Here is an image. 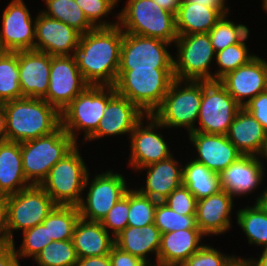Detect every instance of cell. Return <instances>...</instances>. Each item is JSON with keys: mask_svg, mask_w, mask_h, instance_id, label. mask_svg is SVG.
Segmentation results:
<instances>
[{"mask_svg": "<svg viewBox=\"0 0 267 266\" xmlns=\"http://www.w3.org/2000/svg\"><path fill=\"white\" fill-rule=\"evenodd\" d=\"M222 15L208 4L182 2L175 15L178 35L208 33Z\"/></svg>", "mask_w": 267, "mask_h": 266, "instance_id": "30", "label": "cell"}, {"mask_svg": "<svg viewBox=\"0 0 267 266\" xmlns=\"http://www.w3.org/2000/svg\"><path fill=\"white\" fill-rule=\"evenodd\" d=\"M22 98L19 83L18 51L0 55V103Z\"/></svg>", "mask_w": 267, "mask_h": 266, "instance_id": "35", "label": "cell"}, {"mask_svg": "<svg viewBox=\"0 0 267 266\" xmlns=\"http://www.w3.org/2000/svg\"><path fill=\"white\" fill-rule=\"evenodd\" d=\"M259 259L250 257L247 260L249 261L250 266H267V248L262 249Z\"/></svg>", "mask_w": 267, "mask_h": 266, "instance_id": "54", "label": "cell"}, {"mask_svg": "<svg viewBox=\"0 0 267 266\" xmlns=\"http://www.w3.org/2000/svg\"><path fill=\"white\" fill-rule=\"evenodd\" d=\"M227 138L243 155L259 156L267 139V131L241 107L229 127Z\"/></svg>", "mask_w": 267, "mask_h": 266, "instance_id": "26", "label": "cell"}, {"mask_svg": "<svg viewBox=\"0 0 267 266\" xmlns=\"http://www.w3.org/2000/svg\"><path fill=\"white\" fill-rule=\"evenodd\" d=\"M174 80V69L118 70L114 88L148 115L161 105Z\"/></svg>", "mask_w": 267, "mask_h": 266, "instance_id": "3", "label": "cell"}, {"mask_svg": "<svg viewBox=\"0 0 267 266\" xmlns=\"http://www.w3.org/2000/svg\"><path fill=\"white\" fill-rule=\"evenodd\" d=\"M267 131V91L258 94L244 107Z\"/></svg>", "mask_w": 267, "mask_h": 266, "instance_id": "46", "label": "cell"}, {"mask_svg": "<svg viewBox=\"0 0 267 266\" xmlns=\"http://www.w3.org/2000/svg\"><path fill=\"white\" fill-rule=\"evenodd\" d=\"M191 144L197 151L196 162L220 174L243 154L229 141L227 135L191 132Z\"/></svg>", "mask_w": 267, "mask_h": 266, "instance_id": "20", "label": "cell"}, {"mask_svg": "<svg viewBox=\"0 0 267 266\" xmlns=\"http://www.w3.org/2000/svg\"><path fill=\"white\" fill-rule=\"evenodd\" d=\"M238 259H247L229 256L218 251L210 245H203L196 253L192 254L181 266H232Z\"/></svg>", "mask_w": 267, "mask_h": 266, "instance_id": "43", "label": "cell"}, {"mask_svg": "<svg viewBox=\"0 0 267 266\" xmlns=\"http://www.w3.org/2000/svg\"><path fill=\"white\" fill-rule=\"evenodd\" d=\"M158 6L176 15L183 0H153Z\"/></svg>", "mask_w": 267, "mask_h": 266, "instance_id": "52", "label": "cell"}, {"mask_svg": "<svg viewBox=\"0 0 267 266\" xmlns=\"http://www.w3.org/2000/svg\"><path fill=\"white\" fill-rule=\"evenodd\" d=\"M22 97L43 98L48 91L51 56L36 50L18 51Z\"/></svg>", "mask_w": 267, "mask_h": 266, "instance_id": "22", "label": "cell"}, {"mask_svg": "<svg viewBox=\"0 0 267 266\" xmlns=\"http://www.w3.org/2000/svg\"><path fill=\"white\" fill-rule=\"evenodd\" d=\"M172 45L157 38L137 36L123 32L119 70L174 69Z\"/></svg>", "mask_w": 267, "mask_h": 266, "instance_id": "13", "label": "cell"}, {"mask_svg": "<svg viewBox=\"0 0 267 266\" xmlns=\"http://www.w3.org/2000/svg\"><path fill=\"white\" fill-rule=\"evenodd\" d=\"M78 147L76 145L59 160L40 184L57 205L77 206L86 190L84 186L89 170Z\"/></svg>", "mask_w": 267, "mask_h": 266, "instance_id": "8", "label": "cell"}, {"mask_svg": "<svg viewBox=\"0 0 267 266\" xmlns=\"http://www.w3.org/2000/svg\"><path fill=\"white\" fill-rule=\"evenodd\" d=\"M80 213L77 206L56 205L42 224L47 228L53 241L72 240L73 231Z\"/></svg>", "mask_w": 267, "mask_h": 266, "instance_id": "33", "label": "cell"}, {"mask_svg": "<svg viewBox=\"0 0 267 266\" xmlns=\"http://www.w3.org/2000/svg\"><path fill=\"white\" fill-rule=\"evenodd\" d=\"M8 141L7 124H6V110L3 103H0V144Z\"/></svg>", "mask_w": 267, "mask_h": 266, "instance_id": "53", "label": "cell"}, {"mask_svg": "<svg viewBox=\"0 0 267 266\" xmlns=\"http://www.w3.org/2000/svg\"><path fill=\"white\" fill-rule=\"evenodd\" d=\"M141 170H147L146 184L137 190L158 202H163L172 191L182 185L183 165L173 155L138 171L142 172Z\"/></svg>", "mask_w": 267, "mask_h": 266, "instance_id": "24", "label": "cell"}, {"mask_svg": "<svg viewBox=\"0 0 267 266\" xmlns=\"http://www.w3.org/2000/svg\"><path fill=\"white\" fill-rule=\"evenodd\" d=\"M223 15L216 25L208 32L213 49L216 52L224 50L226 47L239 43L249 32V28L244 24H235L234 21Z\"/></svg>", "mask_w": 267, "mask_h": 266, "instance_id": "38", "label": "cell"}, {"mask_svg": "<svg viewBox=\"0 0 267 266\" xmlns=\"http://www.w3.org/2000/svg\"><path fill=\"white\" fill-rule=\"evenodd\" d=\"M89 176L90 173L86 177L84 186L88 188L87 196L82 197L77 207L81 218L101 222L130 188L127 186L125 177L114 173L113 170L96 174L92 180Z\"/></svg>", "mask_w": 267, "mask_h": 266, "instance_id": "10", "label": "cell"}, {"mask_svg": "<svg viewBox=\"0 0 267 266\" xmlns=\"http://www.w3.org/2000/svg\"><path fill=\"white\" fill-rule=\"evenodd\" d=\"M7 202L9 245L14 242L15 230L24 232L42 224L57 205L40 185H30L7 196Z\"/></svg>", "mask_w": 267, "mask_h": 266, "instance_id": "12", "label": "cell"}, {"mask_svg": "<svg viewBox=\"0 0 267 266\" xmlns=\"http://www.w3.org/2000/svg\"><path fill=\"white\" fill-rule=\"evenodd\" d=\"M103 115L97 130L85 142L105 136L131 135L146 116L137 105L117 93L108 101Z\"/></svg>", "mask_w": 267, "mask_h": 266, "instance_id": "19", "label": "cell"}, {"mask_svg": "<svg viewBox=\"0 0 267 266\" xmlns=\"http://www.w3.org/2000/svg\"><path fill=\"white\" fill-rule=\"evenodd\" d=\"M23 172L21 144L6 141L0 144V195L9 196L27 188Z\"/></svg>", "mask_w": 267, "mask_h": 266, "instance_id": "29", "label": "cell"}, {"mask_svg": "<svg viewBox=\"0 0 267 266\" xmlns=\"http://www.w3.org/2000/svg\"><path fill=\"white\" fill-rule=\"evenodd\" d=\"M23 242L20 244V248H15V243L12 242L11 245L14 247L16 255L19 259H24L26 257L33 258L41 252V250L51 242L52 239H49V233L47 228L43 224H38L32 228L23 232Z\"/></svg>", "mask_w": 267, "mask_h": 266, "instance_id": "41", "label": "cell"}, {"mask_svg": "<svg viewBox=\"0 0 267 266\" xmlns=\"http://www.w3.org/2000/svg\"><path fill=\"white\" fill-rule=\"evenodd\" d=\"M154 224L161 234L183 229H199L196 224V215H180L164 202H157Z\"/></svg>", "mask_w": 267, "mask_h": 266, "instance_id": "40", "label": "cell"}, {"mask_svg": "<svg viewBox=\"0 0 267 266\" xmlns=\"http://www.w3.org/2000/svg\"><path fill=\"white\" fill-rule=\"evenodd\" d=\"M9 246L7 196L0 195V247Z\"/></svg>", "mask_w": 267, "mask_h": 266, "instance_id": "48", "label": "cell"}, {"mask_svg": "<svg viewBox=\"0 0 267 266\" xmlns=\"http://www.w3.org/2000/svg\"><path fill=\"white\" fill-rule=\"evenodd\" d=\"M180 215H196L197 199L185 185H180L163 201Z\"/></svg>", "mask_w": 267, "mask_h": 266, "instance_id": "45", "label": "cell"}, {"mask_svg": "<svg viewBox=\"0 0 267 266\" xmlns=\"http://www.w3.org/2000/svg\"><path fill=\"white\" fill-rule=\"evenodd\" d=\"M8 141L47 136L61 127V112L43 98L22 97L3 103Z\"/></svg>", "mask_w": 267, "mask_h": 266, "instance_id": "2", "label": "cell"}, {"mask_svg": "<svg viewBox=\"0 0 267 266\" xmlns=\"http://www.w3.org/2000/svg\"><path fill=\"white\" fill-rule=\"evenodd\" d=\"M248 37L249 33L239 43L216 52L215 61L218 65V70L213 73V81H219L227 73L247 64L256 56L255 54H250L246 46L245 42L249 39Z\"/></svg>", "mask_w": 267, "mask_h": 266, "instance_id": "36", "label": "cell"}, {"mask_svg": "<svg viewBox=\"0 0 267 266\" xmlns=\"http://www.w3.org/2000/svg\"><path fill=\"white\" fill-rule=\"evenodd\" d=\"M47 10H41L46 16L64 22L85 34L95 27L88 21L83 10L75 0H44Z\"/></svg>", "mask_w": 267, "mask_h": 266, "instance_id": "34", "label": "cell"}, {"mask_svg": "<svg viewBox=\"0 0 267 266\" xmlns=\"http://www.w3.org/2000/svg\"><path fill=\"white\" fill-rule=\"evenodd\" d=\"M81 35L76 29L40 11L36 16L34 50L50 56H73Z\"/></svg>", "mask_w": 267, "mask_h": 266, "instance_id": "17", "label": "cell"}, {"mask_svg": "<svg viewBox=\"0 0 267 266\" xmlns=\"http://www.w3.org/2000/svg\"><path fill=\"white\" fill-rule=\"evenodd\" d=\"M123 31L114 27H98L82 34L75 51L78 69L92 86H114L120 65Z\"/></svg>", "mask_w": 267, "mask_h": 266, "instance_id": "1", "label": "cell"}, {"mask_svg": "<svg viewBox=\"0 0 267 266\" xmlns=\"http://www.w3.org/2000/svg\"><path fill=\"white\" fill-rule=\"evenodd\" d=\"M262 7H263V11H265L266 12V14H267V0H262Z\"/></svg>", "mask_w": 267, "mask_h": 266, "instance_id": "58", "label": "cell"}, {"mask_svg": "<svg viewBox=\"0 0 267 266\" xmlns=\"http://www.w3.org/2000/svg\"><path fill=\"white\" fill-rule=\"evenodd\" d=\"M117 14L118 26L125 33L174 43L178 37L175 14L153 0H127Z\"/></svg>", "mask_w": 267, "mask_h": 266, "instance_id": "4", "label": "cell"}, {"mask_svg": "<svg viewBox=\"0 0 267 266\" xmlns=\"http://www.w3.org/2000/svg\"><path fill=\"white\" fill-rule=\"evenodd\" d=\"M259 158L261 159H264L265 160L267 159V139L265 140V144H264V147H263V150L261 152V154L259 155Z\"/></svg>", "mask_w": 267, "mask_h": 266, "instance_id": "57", "label": "cell"}, {"mask_svg": "<svg viewBox=\"0 0 267 266\" xmlns=\"http://www.w3.org/2000/svg\"><path fill=\"white\" fill-rule=\"evenodd\" d=\"M128 212L129 190L116 202L100 223L115 238L128 226Z\"/></svg>", "mask_w": 267, "mask_h": 266, "instance_id": "44", "label": "cell"}, {"mask_svg": "<svg viewBox=\"0 0 267 266\" xmlns=\"http://www.w3.org/2000/svg\"><path fill=\"white\" fill-rule=\"evenodd\" d=\"M232 266H250L247 259H238Z\"/></svg>", "mask_w": 267, "mask_h": 266, "instance_id": "56", "label": "cell"}, {"mask_svg": "<svg viewBox=\"0 0 267 266\" xmlns=\"http://www.w3.org/2000/svg\"><path fill=\"white\" fill-rule=\"evenodd\" d=\"M237 224L245 233L248 244L267 248V210L260 202L246 206L236 213Z\"/></svg>", "mask_w": 267, "mask_h": 266, "instance_id": "32", "label": "cell"}, {"mask_svg": "<svg viewBox=\"0 0 267 266\" xmlns=\"http://www.w3.org/2000/svg\"><path fill=\"white\" fill-rule=\"evenodd\" d=\"M182 184L197 200L211 196L221 190L220 175L192 158L183 166Z\"/></svg>", "mask_w": 267, "mask_h": 266, "instance_id": "31", "label": "cell"}, {"mask_svg": "<svg viewBox=\"0 0 267 266\" xmlns=\"http://www.w3.org/2000/svg\"><path fill=\"white\" fill-rule=\"evenodd\" d=\"M219 82L244 107L258 94L267 91V61L256 55L247 64L227 73Z\"/></svg>", "mask_w": 267, "mask_h": 266, "instance_id": "18", "label": "cell"}, {"mask_svg": "<svg viewBox=\"0 0 267 266\" xmlns=\"http://www.w3.org/2000/svg\"><path fill=\"white\" fill-rule=\"evenodd\" d=\"M148 121L145 123V120ZM144 121V122H143ZM166 128L152 114L146 115L134 128L129 137V165L138 171L150 164L169 158L172 153L158 129ZM157 131V132H156Z\"/></svg>", "mask_w": 267, "mask_h": 266, "instance_id": "14", "label": "cell"}, {"mask_svg": "<svg viewBox=\"0 0 267 266\" xmlns=\"http://www.w3.org/2000/svg\"><path fill=\"white\" fill-rule=\"evenodd\" d=\"M174 44L178 52L173 58L175 79L213 81L209 69L216 53L208 33L178 35Z\"/></svg>", "mask_w": 267, "mask_h": 266, "instance_id": "9", "label": "cell"}, {"mask_svg": "<svg viewBox=\"0 0 267 266\" xmlns=\"http://www.w3.org/2000/svg\"><path fill=\"white\" fill-rule=\"evenodd\" d=\"M156 200L129 189L128 226L142 228L154 223Z\"/></svg>", "mask_w": 267, "mask_h": 266, "instance_id": "39", "label": "cell"}, {"mask_svg": "<svg viewBox=\"0 0 267 266\" xmlns=\"http://www.w3.org/2000/svg\"><path fill=\"white\" fill-rule=\"evenodd\" d=\"M205 236L200 229H183L161 234L158 266H181L204 245L201 240Z\"/></svg>", "mask_w": 267, "mask_h": 266, "instance_id": "25", "label": "cell"}, {"mask_svg": "<svg viewBox=\"0 0 267 266\" xmlns=\"http://www.w3.org/2000/svg\"><path fill=\"white\" fill-rule=\"evenodd\" d=\"M100 222L79 218L73 231V243L78 258L110 254L114 237Z\"/></svg>", "mask_w": 267, "mask_h": 266, "instance_id": "28", "label": "cell"}, {"mask_svg": "<svg viewBox=\"0 0 267 266\" xmlns=\"http://www.w3.org/2000/svg\"><path fill=\"white\" fill-rule=\"evenodd\" d=\"M0 47L4 51L34 50L36 18L23 0H11L2 11Z\"/></svg>", "mask_w": 267, "mask_h": 266, "instance_id": "16", "label": "cell"}, {"mask_svg": "<svg viewBox=\"0 0 267 266\" xmlns=\"http://www.w3.org/2000/svg\"><path fill=\"white\" fill-rule=\"evenodd\" d=\"M79 7L83 10L88 21L95 27H114L118 25V21L110 23L103 19L110 15L119 0H75ZM103 19V20H101Z\"/></svg>", "mask_w": 267, "mask_h": 266, "instance_id": "42", "label": "cell"}, {"mask_svg": "<svg viewBox=\"0 0 267 266\" xmlns=\"http://www.w3.org/2000/svg\"><path fill=\"white\" fill-rule=\"evenodd\" d=\"M203 81L177 80L170 85L161 105L152 115L167 128L195 131L202 101Z\"/></svg>", "mask_w": 267, "mask_h": 266, "instance_id": "6", "label": "cell"}, {"mask_svg": "<svg viewBox=\"0 0 267 266\" xmlns=\"http://www.w3.org/2000/svg\"><path fill=\"white\" fill-rule=\"evenodd\" d=\"M114 243L120 250L141 258L149 266L158 265L161 232L154 223L142 228L127 226L114 238ZM149 253L155 254L156 263H150Z\"/></svg>", "mask_w": 267, "mask_h": 266, "instance_id": "27", "label": "cell"}, {"mask_svg": "<svg viewBox=\"0 0 267 266\" xmlns=\"http://www.w3.org/2000/svg\"><path fill=\"white\" fill-rule=\"evenodd\" d=\"M183 2L208 4V7L216 9L222 16L230 12L229 7L225 5V0H183Z\"/></svg>", "mask_w": 267, "mask_h": 266, "instance_id": "51", "label": "cell"}, {"mask_svg": "<svg viewBox=\"0 0 267 266\" xmlns=\"http://www.w3.org/2000/svg\"><path fill=\"white\" fill-rule=\"evenodd\" d=\"M4 52V50L0 47V55Z\"/></svg>", "mask_w": 267, "mask_h": 266, "instance_id": "59", "label": "cell"}, {"mask_svg": "<svg viewBox=\"0 0 267 266\" xmlns=\"http://www.w3.org/2000/svg\"><path fill=\"white\" fill-rule=\"evenodd\" d=\"M255 202H260L261 205L267 210V187L266 189L259 194V197L255 199Z\"/></svg>", "mask_w": 267, "mask_h": 266, "instance_id": "55", "label": "cell"}, {"mask_svg": "<svg viewBox=\"0 0 267 266\" xmlns=\"http://www.w3.org/2000/svg\"><path fill=\"white\" fill-rule=\"evenodd\" d=\"M77 261L73 240L53 241L34 259L38 266H75Z\"/></svg>", "mask_w": 267, "mask_h": 266, "instance_id": "37", "label": "cell"}, {"mask_svg": "<svg viewBox=\"0 0 267 266\" xmlns=\"http://www.w3.org/2000/svg\"><path fill=\"white\" fill-rule=\"evenodd\" d=\"M241 106L219 81H203L198 125L194 132L227 135Z\"/></svg>", "mask_w": 267, "mask_h": 266, "instance_id": "11", "label": "cell"}, {"mask_svg": "<svg viewBox=\"0 0 267 266\" xmlns=\"http://www.w3.org/2000/svg\"><path fill=\"white\" fill-rule=\"evenodd\" d=\"M75 266H111V260L108 255L78 258Z\"/></svg>", "mask_w": 267, "mask_h": 266, "instance_id": "50", "label": "cell"}, {"mask_svg": "<svg viewBox=\"0 0 267 266\" xmlns=\"http://www.w3.org/2000/svg\"><path fill=\"white\" fill-rule=\"evenodd\" d=\"M264 167L259 156L242 155L219 174L220 187L235 198L249 195L261 185Z\"/></svg>", "mask_w": 267, "mask_h": 266, "instance_id": "21", "label": "cell"}, {"mask_svg": "<svg viewBox=\"0 0 267 266\" xmlns=\"http://www.w3.org/2000/svg\"><path fill=\"white\" fill-rule=\"evenodd\" d=\"M116 94L114 86L89 85L61 111V127L77 143L84 132V142L97 130L108 101Z\"/></svg>", "mask_w": 267, "mask_h": 266, "instance_id": "5", "label": "cell"}, {"mask_svg": "<svg viewBox=\"0 0 267 266\" xmlns=\"http://www.w3.org/2000/svg\"><path fill=\"white\" fill-rule=\"evenodd\" d=\"M111 266H149L141 258L120 250L115 245L109 254Z\"/></svg>", "mask_w": 267, "mask_h": 266, "instance_id": "47", "label": "cell"}, {"mask_svg": "<svg viewBox=\"0 0 267 266\" xmlns=\"http://www.w3.org/2000/svg\"><path fill=\"white\" fill-rule=\"evenodd\" d=\"M234 197L224 189L197 200L196 224L206 235H220L231 228Z\"/></svg>", "mask_w": 267, "mask_h": 266, "instance_id": "23", "label": "cell"}, {"mask_svg": "<svg viewBox=\"0 0 267 266\" xmlns=\"http://www.w3.org/2000/svg\"><path fill=\"white\" fill-rule=\"evenodd\" d=\"M0 266H21L12 245L0 247Z\"/></svg>", "mask_w": 267, "mask_h": 266, "instance_id": "49", "label": "cell"}, {"mask_svg": "<svg viewBox=\"0 0 267 266\" xmlns=\"http://www.w3.org/2000/svg\"><path fill=\"white\" fill-rule=\"evenodd\" d=\"M89 84L78 69L75 56H51L49 87L43 97L60 112Z\"/></svg>", "mask_w": 267, "mask_h": 266, "instance_id": "15", "label": "cell"}, {"mask_svg": "<svg viewBox=\"0 0 267 266\" xmlns=\"http://www.w3.org/2000/svg\"><path fill=\"white\" fill-rule=\"evenodd\" d=\"M20 144L23 172L30 185H40L50 169L77 145L62 127Z\"/></svg>", "mask_w": 267, "mask_h": 266, "instance_id": "7", "label": "cell"}]
</instances>
